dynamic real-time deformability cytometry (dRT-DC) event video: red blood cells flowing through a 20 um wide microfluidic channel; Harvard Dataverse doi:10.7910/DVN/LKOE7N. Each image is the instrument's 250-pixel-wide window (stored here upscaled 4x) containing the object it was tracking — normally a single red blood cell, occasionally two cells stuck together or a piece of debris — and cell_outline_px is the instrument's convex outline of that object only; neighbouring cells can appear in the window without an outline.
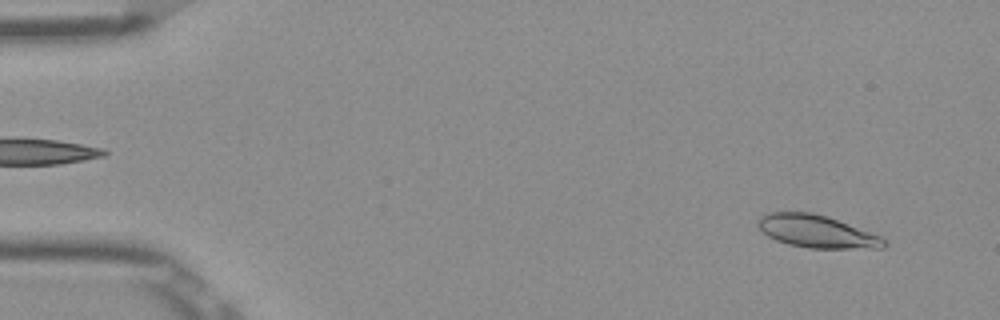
{"species": "Egyptian fruit bat (a non-hibernating species)", "species_latin": "Rousettus aegyptiacus", "temperature_condition": "room temperature", "stored_images_in_passage": 51, "camera_frame_rate_fps": 3000, "um_per_image_px": 0.085, "frame": {"image": 1, "passage_image": 3, "time_ms": 0.667, "image_size_px": [1000, 320], "cell_outline_px": [[888, 244], [884, 248], [808, 248], [788, 244], [776, 240], [768, 236], [756, 224], [760, 216], [768, 212], [812, 212], [836, 220], [880, 236], [888, 240]], "centroid_in_image_um": [69.41, 19.68], "position_along_channel_um": 15.6, "area_um2": 23.7}}
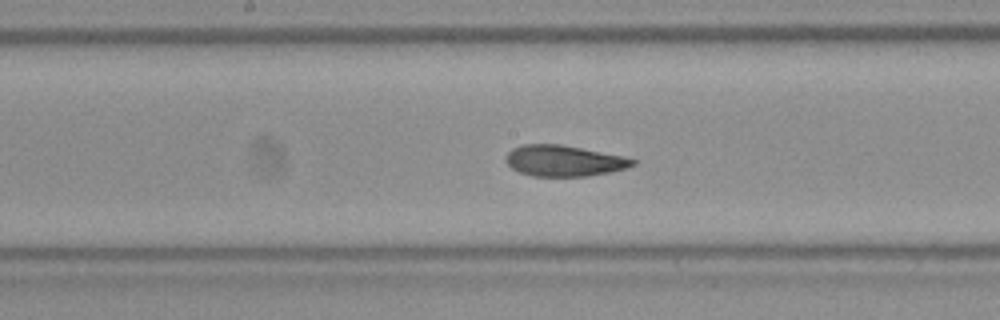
{"frame": {"image": 2, "passage_image": 26, "time_ms": 8.333, "image_size_px": [1000, 320], "cell_outline_px": [[636, 164], [624, 168], [608, 172], [584, 176], [532, 176], [520, 172], [512, 168], [504, 160], [508, 152], [512, 148], [524, 144], [560, 144], [624, 156], [636, 160]], "centroid_in_image_um": [47.9, 13.66], "position_along_channel_um": 200.3, "area_um2": 22.72}}
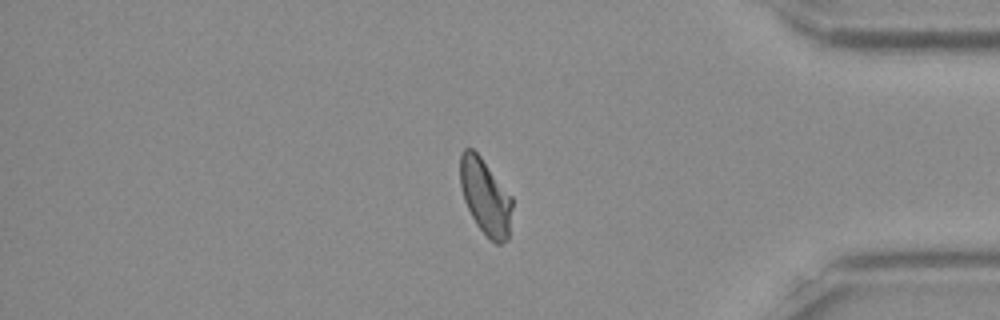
{"frame": {"image": 3, "passage_image": 43, "time_ms": 14.0, "image_size_px": [1000, 320], "cell_outline_px": [[512, 208], [508, 240], [500, 244], [496, 244], [476, 224], [464, 200], [460, 188], [460, 152], [464, 148], [472, 148], [480, 156], [512, 196]], "centroid_in_image_um": [41.25, 16.71], "position_along_channel_um": 394.0, "area_um2": 22.95}, "authors_computed_cell_mechanics": {"area_um2": 23.5246, "velocity_mm_per_s": 3.8804, "shape_relaxation_time_tau1_ms": 4.7724, "shape_relaxation_time_tau2_ms": 1.7009, "deformation_change_tau1": 0.1535, "deformation_change_tau2": 0.074}}